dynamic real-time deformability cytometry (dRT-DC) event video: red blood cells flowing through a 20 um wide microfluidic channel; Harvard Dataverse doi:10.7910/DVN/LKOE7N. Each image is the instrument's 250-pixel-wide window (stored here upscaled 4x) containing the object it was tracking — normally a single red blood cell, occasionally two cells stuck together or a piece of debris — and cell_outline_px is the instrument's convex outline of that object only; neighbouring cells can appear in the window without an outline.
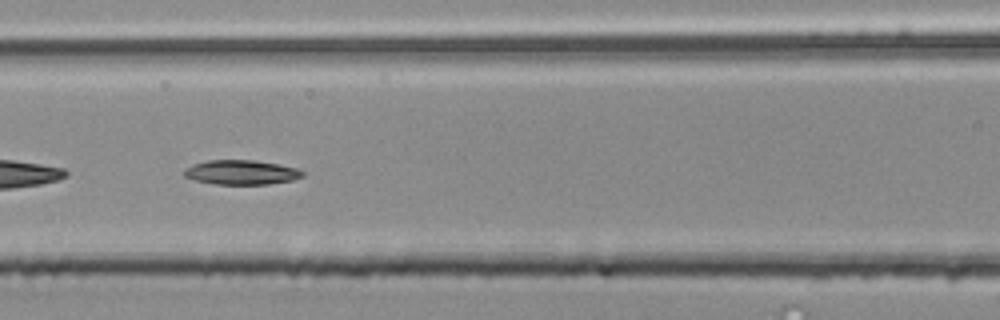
{"species": "common noctule bat (a hibernating species)", "species_latin": "Nyctalus noctula", "temperature_condition": "room temperature", "stored_images_in_passage": 55, "segment_of_instrument_passage": [2, 2], "camera_frame_rate_fps": 3000, "um_per_image_px": 0.085, "animal": {"sex": "male", "body_mass_g": 20.4}, "frame": {"image": 1, "passage_image": 25, "time_ms": 8.0, "image_size_px": [1000, 320], "cell_outline_px": [[304, 176], [292, 180], [268, 184], [216, 184], [196, 180], [184, 176], [180, 172], [184, 168], [192, 164], [208, 160], [252, 160], [276, 164], [296, 168], [304, 172]], "centroid_in_image_um": [20.45, 14.64], "position_along_channel_um": 146.1, "area_um2": 16.88}}
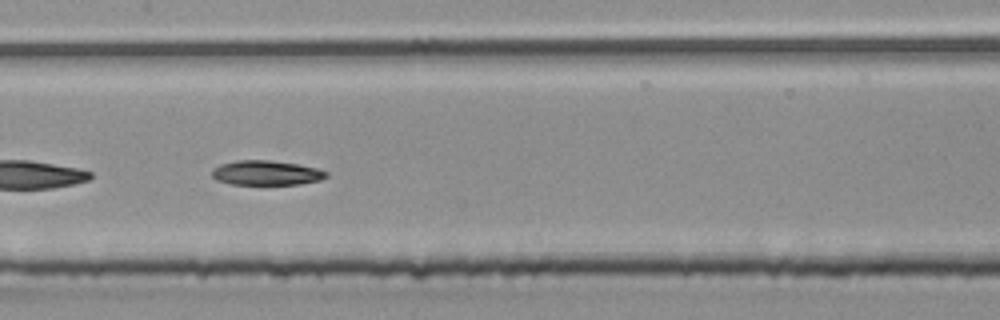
{"frame": {"image": 2, "passage_image": 28, "time_ms": 9.0, "image_size_px": [1000, 320], "cell_outline_px": [[328, 176], [320, 180], [300, 184], [232, 184], [216, 180], [212, 176], [212, 172], [220, 164], [236, 160], [268, 160], [296, 164], [316, 168], [328, 172]], "centroid_in_image_um": [22.64, 14.69], "position_along_channel_um": 184.8, "area_um2": 16.24}}
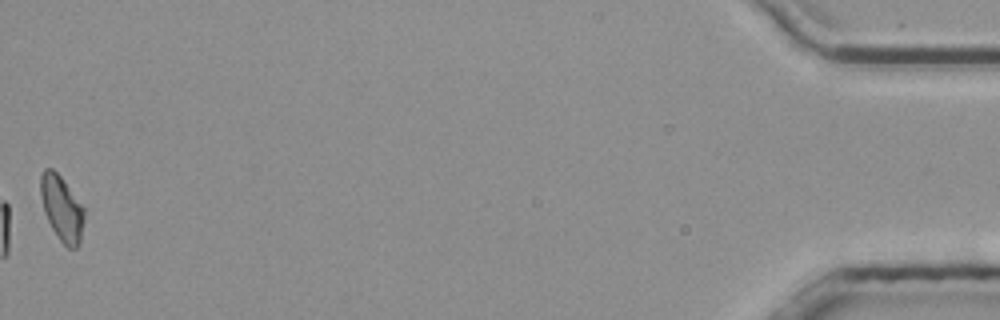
{"frame": {"image": 3, "passage_image": 55, "time_ms": 18.0, "image_size_px": [1000, 320], "cell_outline_px": [[84, 224], [80, 244], [76, 248], [68, 248], [60, 240], [52, 228], [44, 212], [40, 196], [40, 176], [44, 168], [52, 168], [64, 180], [84, 208]], "centroid_in_image_um": [5.25, 17.71], "position_along_channel_um": 429.9, "area_um2": 16.65}}